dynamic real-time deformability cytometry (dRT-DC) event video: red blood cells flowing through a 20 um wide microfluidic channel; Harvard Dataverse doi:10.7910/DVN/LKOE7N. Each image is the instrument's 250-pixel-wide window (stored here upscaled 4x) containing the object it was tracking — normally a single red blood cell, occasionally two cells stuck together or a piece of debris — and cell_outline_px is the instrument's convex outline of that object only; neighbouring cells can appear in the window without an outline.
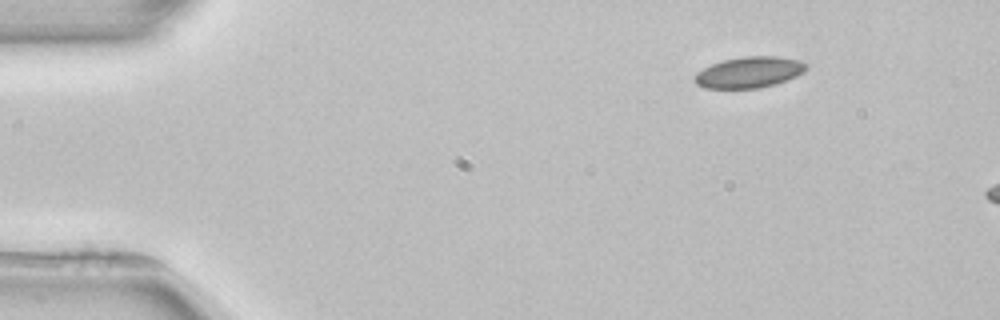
{"species": "common noctule bat (a hibernating species)", "species_latin": "Nyctalus noctula", "temperature_condition": "room temperature", "stored_images_in_passage": 5, "segment_of_instrument_passage": [2, 2], "camera_frame_rate_fps": 3000, "um_per_image_px": 0.085, "animal": {"sex": "female", "body_mass_g": 22.7, "forearm_length_mm": 54.2}, "frame": {"image": 1, "passage_image": 5, "time_ms": 5.0, "image_size_px": [1000, 320], "cell_outline_px": [[808, 68], [804, 72], [796, 76], [760, 88], [704, 88], [696, 84], [692, 80], [696, 72], [712, 64], [724, 60], [744, 56], [776, 56], [800, 60], [808, 64]], "centroid_in_image_um": [63.66, 6.14], "position_along_channel_um": 21.3, "area_um2": 20.17}}